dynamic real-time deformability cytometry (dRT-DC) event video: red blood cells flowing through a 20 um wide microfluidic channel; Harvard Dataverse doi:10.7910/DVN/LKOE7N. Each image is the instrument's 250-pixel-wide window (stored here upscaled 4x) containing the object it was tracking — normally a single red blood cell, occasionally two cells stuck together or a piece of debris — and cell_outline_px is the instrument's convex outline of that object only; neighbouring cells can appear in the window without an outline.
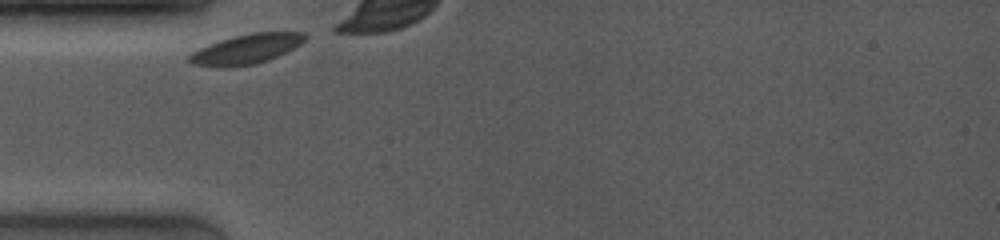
{"species": "common noctule bat (a hibernating species)", "species_latin": "Nyctalus noctula", "temperature_condition": "room temperature", "stored_images_in_passage": 30, "camera_frame_rate_fps": 4000, "um_per_image_px": 0.085, "animal": {"sex": "female", "body_mass_g": 19.0, "forearm_length_mm": 53.3}, "frame": {"image": 1, "passage_image": 1, "time_ms": 0.0, "image_size_px": [1000, 240], "cell_outline_px": [[308, 36], [300, 44], [268, 60], [256, 64], [224, 68], [220, 68], [192, 64], [188, 60], [188, 56], [192, 52], [208, 44], [220, 40], [252, 32], [304, 32]], "centroid_in_image_um": [20.9, 4.18], "position_along_channel_um": 64.1, "area_um2": 20.0}}